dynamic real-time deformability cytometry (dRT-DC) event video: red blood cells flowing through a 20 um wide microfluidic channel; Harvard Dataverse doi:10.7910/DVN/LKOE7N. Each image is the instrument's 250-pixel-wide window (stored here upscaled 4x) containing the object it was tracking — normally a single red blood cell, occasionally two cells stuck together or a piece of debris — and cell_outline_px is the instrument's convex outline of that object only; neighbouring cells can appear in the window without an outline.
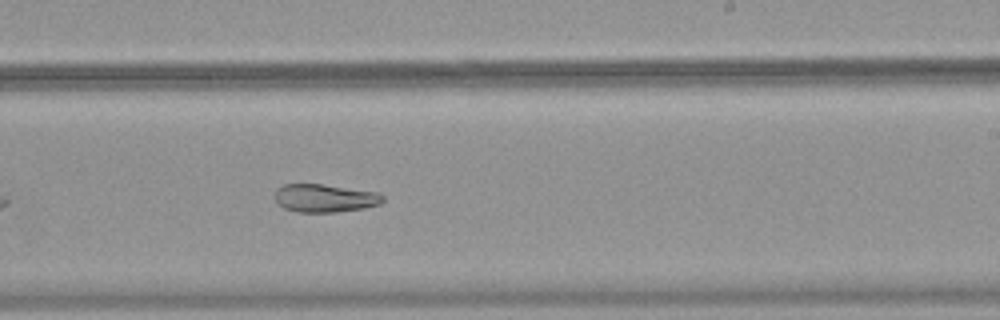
{"species": "common noctule bat (a hibernating species)", "species_latin": "Nyctalus noctula", "temperature_condition": "warm", "stored_images_in_passage": 31, "camera_frame_rate_fps": 3000, "um_per_image_px": 0.085, "animal": {"sex": "female", "body_mass_g": 18.4}, "frame": {"image": 1, "passage_image": 18, "time_ms": 5.667, "image_size_px": [1000, 320], "cell_outline_px": [[384, 200], [380, 204], [364, 208], [336, 212], [296, 212], [284, 208], [276, 200], [276, 188], [284, 184], [324, 184], [376, 192], [384, 196]], "centroid_in_image_um": [27.61, 16.84], "position_along_channel_um": 261.4, "area_um2": 17.63}}
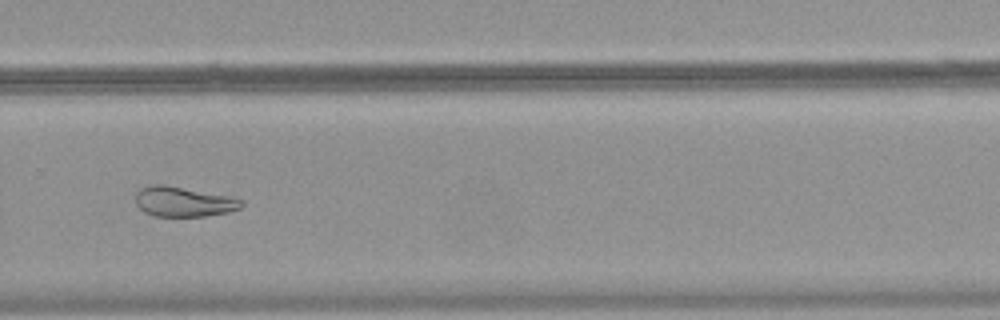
{"frame": {"image": 2, "passage_image": 22, "time_ms": 7.0, "image_size_px": [1000, 320], "cell_outline_px": [[244, 204], [240, 208], [228, 212], [204, 216], [152, 216], [144, 212], [136, 204], [136, 192], [140, 188], [148, 184], [164, 184], [236, 196], [244, 200]], "centroid_in_image_um": [15.64, 17.12], "position_along_channel_um": 314.2, "area_um2": 19.02}}